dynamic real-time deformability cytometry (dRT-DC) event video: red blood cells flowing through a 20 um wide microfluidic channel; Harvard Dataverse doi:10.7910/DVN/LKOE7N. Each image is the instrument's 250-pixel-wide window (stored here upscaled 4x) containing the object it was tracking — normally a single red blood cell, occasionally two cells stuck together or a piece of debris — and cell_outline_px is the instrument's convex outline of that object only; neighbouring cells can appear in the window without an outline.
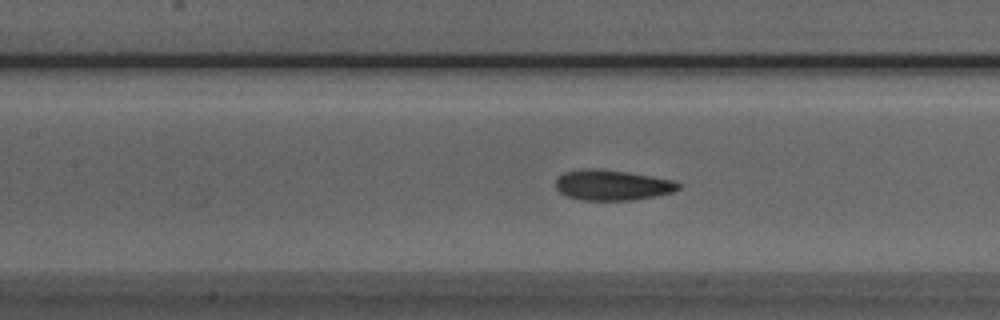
{"species": "Egyptian fruit bat (a non-hibernating species)", "species_latin": "Rousettus aegyptiacus", "temperature_condition": "room temperature", "stored_images_in_passage": 53, "camera_frame_rate_fps": 3000, "um_per_image_px": 0.085, "animal": {"sex": "male"}, "frame": {"image": 1, "passage_image": 23, "time_ms": 7.333, "image_size_px": [1000, 320], "cell_outline_px": [[680, 188], [672, 192], [632, 200], [580, 200], [568, 196], [560, 192], [556, 188], [556, 180], [564, 172], [588, 168], [596, 168], [628, 172], [676, 180], [680, 184]], "centroid_in_image_um": [52.05, 15.72], "position_along_channel_um": 155.4, "area_um2": 21.68}}
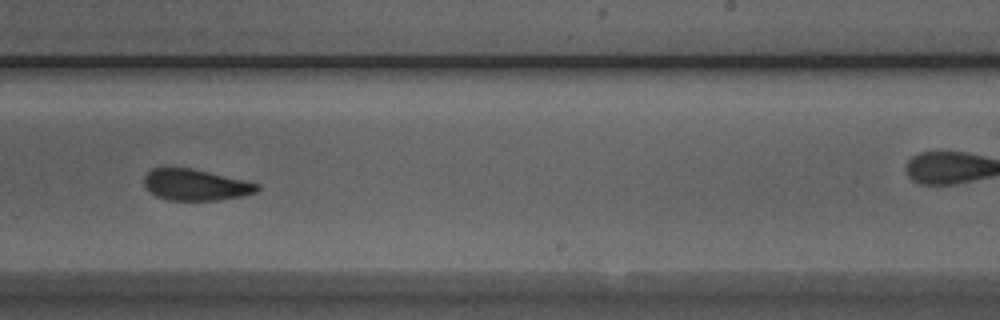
{"frame": {"image": 2, "passage_image": 32, "time_ms": 10.333, "image_size_px": [1000, 320], "cell_outline_px": [[260, 188], [256, 192], [244, 196], [220, 200], [168, 200], [156, 196], [144, 184], [144, 176], [152, 168], [192, 168], [244, 180], [260, 184]], "centroid_in_image_um": [16.66, 15.72], "position_along_channel_um": 272.3, "area_um2": 20.52}}
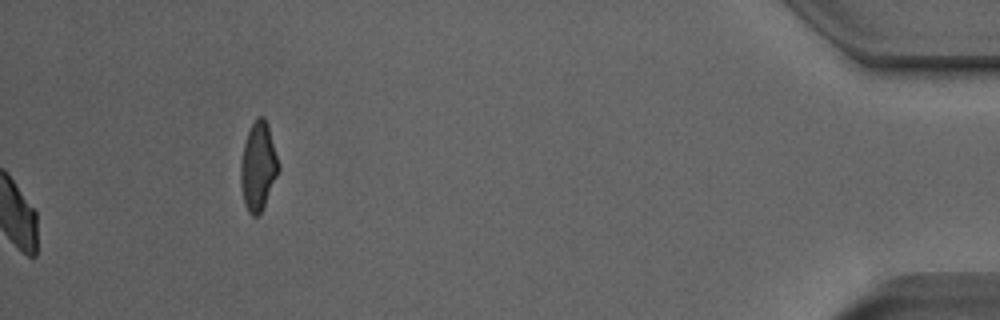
{"frame": {"image": 3, "passage_image": 53, "time_ms": 17.333, "image_size_px": [1000, 320], "cell_outline_px": [[280, 168], [264, 204], [260, 212], [256, 216], [252, 216], [248, 212], [244, 204], [240, 184], [240, 164], [244, 144], [248, 132], [256, 116], [264, 116], [268, 124]], "centroid_in_image_um": [21.92, 14.12], "position_along_channel_um": 413.3, "area_um2": 19.31}, "authors_computed_cell_mechanics": {"area_um2": 21.5016, "velocity_mm_per_s": 3.9166, "shape_relaxation_time_tau1_ms": 4.3636, "shape_relaxation_time_tau2_ms": 1.3911, "deformation_change_tau1": 0.1144, "deformation_change_tau2": 0.0522}}